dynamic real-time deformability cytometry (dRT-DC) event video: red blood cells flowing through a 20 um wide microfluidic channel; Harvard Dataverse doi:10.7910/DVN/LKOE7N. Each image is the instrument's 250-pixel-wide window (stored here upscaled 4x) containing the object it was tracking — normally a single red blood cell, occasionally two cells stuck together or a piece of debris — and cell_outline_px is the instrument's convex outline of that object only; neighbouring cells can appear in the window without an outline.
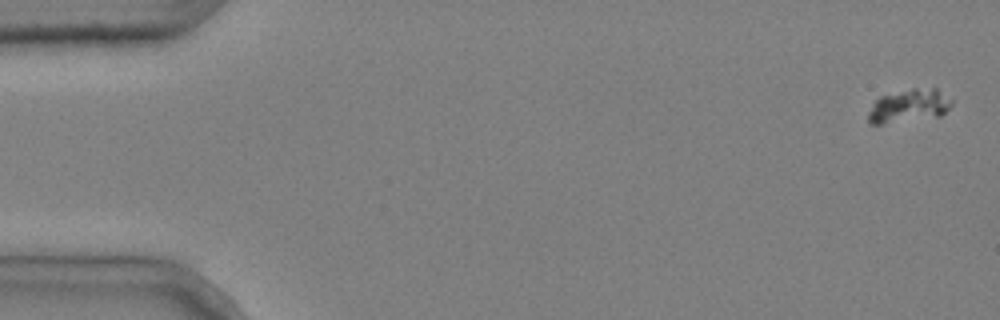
{"species": "common noctule bat (a hibernating species)", "species_latin": "Nyctalus noctula", "temperature_condition": "cold", "stored_images_in_passage": 5, "camera_frame_rate_fps": 3000, "um_per_image_px": 0.085, "animal": {"sex": "male", "body_mass_g": 20.4}, "frame": {"image": 1, "passage_image": 1, "time_ms": 0.0, "image_size_px": [1000, 320], "cell_outline_px": [[952, 104], [940, 116], [880, 124], [868, 124], [868, 112], [872, 104], [880, 96], [912, 88], [936, 88], [952, 100]], "centroid_in_image_um": [77.23, 9.0], "position_along_channel_um": 7.8, "area_um2": 16.01}}
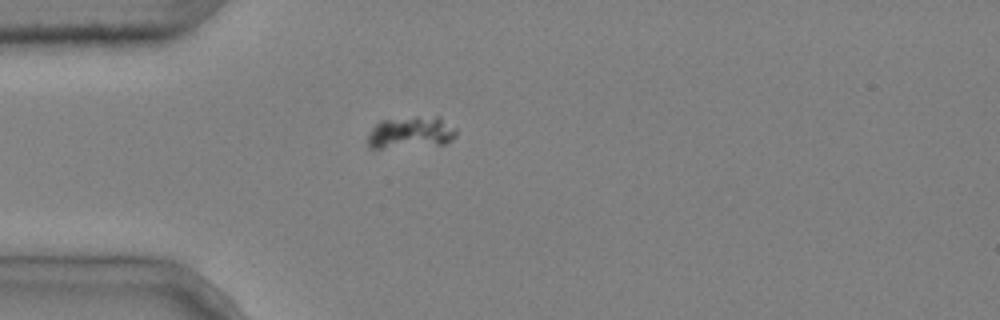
{"frame": {"image": 2, "passage_image": 5, "time_ms": 1.333, "image_size_px": [1000, 320], "cell_outline_px": [[456, 136], [452, 140], [444, 144], [380, 148], [372, 148], [368, 144], [368, 136], [372, 128], [380, 120], [416, 116], [440, 116], [456, 128]], "centroid_in_image_um": [34.96, 11.24], "position_along_channel_um": 50.0, "area_um2": 16.59}}